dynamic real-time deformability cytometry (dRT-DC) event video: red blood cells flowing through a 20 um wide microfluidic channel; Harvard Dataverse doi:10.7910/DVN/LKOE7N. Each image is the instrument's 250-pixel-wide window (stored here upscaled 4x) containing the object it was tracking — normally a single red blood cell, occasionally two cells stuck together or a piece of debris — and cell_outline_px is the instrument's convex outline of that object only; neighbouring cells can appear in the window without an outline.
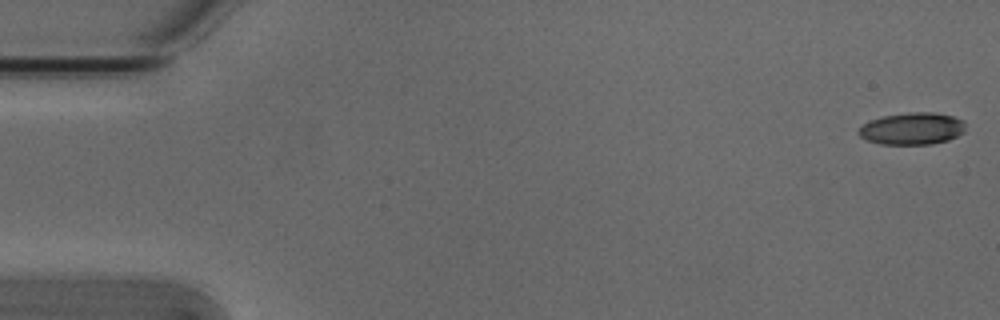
{"species": "Egyptian fruit bat (a non-hibernating species)", "species_latin": "Rousettus aegyptiacus", "temperature_condition": "cold", "stored_images_in_passage": 5, "camera_frame_rate_fps": 3000, "um_per_image_px": 0.085, "animal": {"sex": "male"}, "frame": {"image": 1, "passage_image": 1, "time_ms": 0.0, "image_size_px": [1000, 320], "cell_outline_px": [[964, 132], [948, 140], [932, 144], [880, 144], [868, 140], [860, 136], [856, 132], [868, 120], [884, 116], [908, 112], [932, 112], [952, 116], [964, 120]], "centroid_in_image_um": [77.52, 10.93], "position_along_channel_um": 7.5, "area_um2": 19.94}}
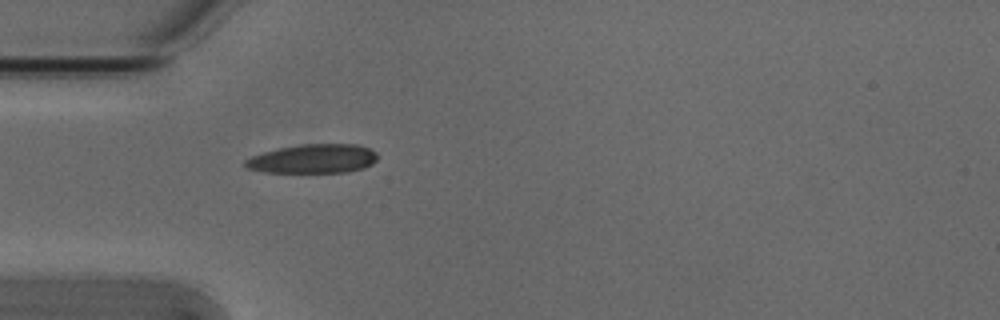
{"frame": {"image": 2, "passage_image": 5, "time_ms": 1.333, "image_size_px": [1000, 320], "cell_outline_px": [[376, 160], [372, 164], [364, 168], [348, 172], [264, 172], [244, 168], [244, 160], [252, 156], [264, 152], [280, 148], [300, 144], [356, 144], [368, 148], [376, 152]], "centroid_in_image_um": [26.6, 13.5], "position_along_channel_um": 58.4, "area_um2": 22.37}}